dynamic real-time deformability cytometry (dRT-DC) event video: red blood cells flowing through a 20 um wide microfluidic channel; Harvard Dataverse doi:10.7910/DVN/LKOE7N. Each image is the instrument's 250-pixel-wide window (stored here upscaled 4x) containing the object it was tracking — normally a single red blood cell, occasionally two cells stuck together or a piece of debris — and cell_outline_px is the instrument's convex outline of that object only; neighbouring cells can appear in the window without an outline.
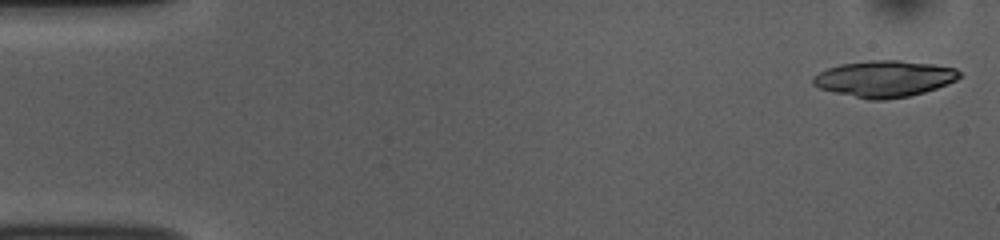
{"species": "common noctule bat (a hibernating species)", "species_latin": "Nyctalus noctula", "temperature_condition": "room temperature", "stored_images_in_passage": 51, "camera_frame_rate_fps": 3000, "um_per_image_px": 0.085, "animal": {"sex": "female", "body_mass_g": 10.0, "forearm_length_mm": 53.1}, "frame": {"image": 1, "passage_image": 1, "time_ms": 0.0, "image_size_px": [1000, 240], "cell_outline_px": [[960, 76], [956, 80], [948, 84], [924, 92], [908, 96], [884, 100], [868, 100], [820, 88], [812, 84], [812, 76], [828, 68], [840, 64], [868, 60], [900, 60], [932, 64], [956, 68], [960, 72]], "centroid_in_image_um": [75.17, 6.69], "position_along_channel_um": 9.8, "area_um2": 30.98}}